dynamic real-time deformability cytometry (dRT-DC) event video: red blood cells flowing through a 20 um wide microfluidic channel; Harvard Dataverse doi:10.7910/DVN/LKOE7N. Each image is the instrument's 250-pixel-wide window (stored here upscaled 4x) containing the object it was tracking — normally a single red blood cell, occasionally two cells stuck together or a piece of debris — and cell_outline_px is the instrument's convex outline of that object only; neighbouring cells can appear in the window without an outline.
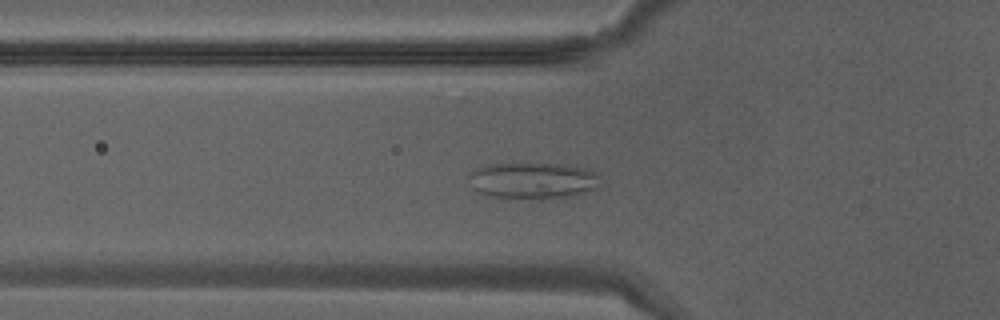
{"species": "Egyptian fruit bat (a non-hibernating species)", "species_latin": "Rousettus aegyptiacus", "temperature_condition": "warm", "stored_images_in_passage": 30, "camera_frame_rate_fps": 3000, "um_per_image_px": 0.085, "animal": {"sex": "male"}, "frame": {"image": 1, "passage_image": 4, "time_ms": 1.0, "image_size_px": [1000, 320], "cell_outline_px": [[600, 188], [560, 196], [492, 196], [476, 192], [464, 180], [472, 172], [488, 164], [564, 164], [588, 168], [600, 176]], "centroid_in_image_um": [45.26, 15.29], "position_along_channel_um": 80.5, "area_um2": 26.99}}
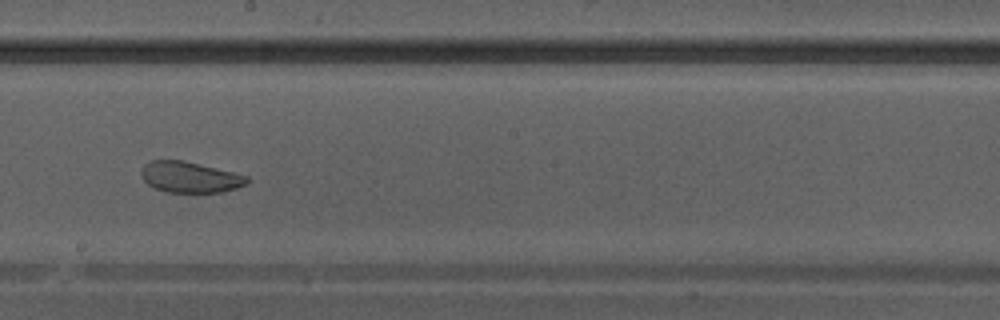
{"frame": {"image": 2, "passage_image": 13, "time_ms": 4.0, "image_size_px": [1000, 320], "cell_outline_px": [[248, 180], [244, 184], [236, 188], [220, 192], [164, 192], [148, 184], [140, 176], [140, 168], [144, 164], [152, 160], [184, 160], [248, 176]], "centroid_in_image_um": [16.08, 15.05], "position_along_channel_um": 232.1, "area_um2": 18.96}}
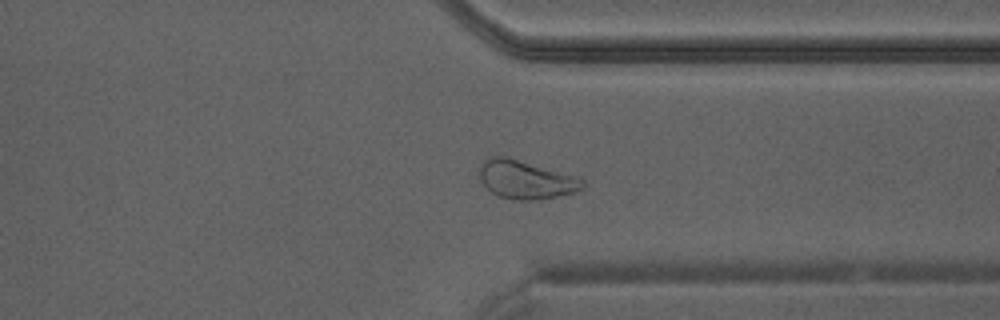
{"frame": {"image": 3, "passage_image": 21, "time_ms": 6.667, "image_size_px": [1000, 320], "cell_outline_px": [[584, 188], [576, 192], [556, 196], [528, 200], [520, 200], [500, 196], [492, 192], [480, 180], [480, 164], [488, 156], [508, 156], [576, 176], [584, 180]], "centroid_in_image_um": [44.69, 15.24], "position_along_channel_um": 366.7, "area_um2": 22.95}}